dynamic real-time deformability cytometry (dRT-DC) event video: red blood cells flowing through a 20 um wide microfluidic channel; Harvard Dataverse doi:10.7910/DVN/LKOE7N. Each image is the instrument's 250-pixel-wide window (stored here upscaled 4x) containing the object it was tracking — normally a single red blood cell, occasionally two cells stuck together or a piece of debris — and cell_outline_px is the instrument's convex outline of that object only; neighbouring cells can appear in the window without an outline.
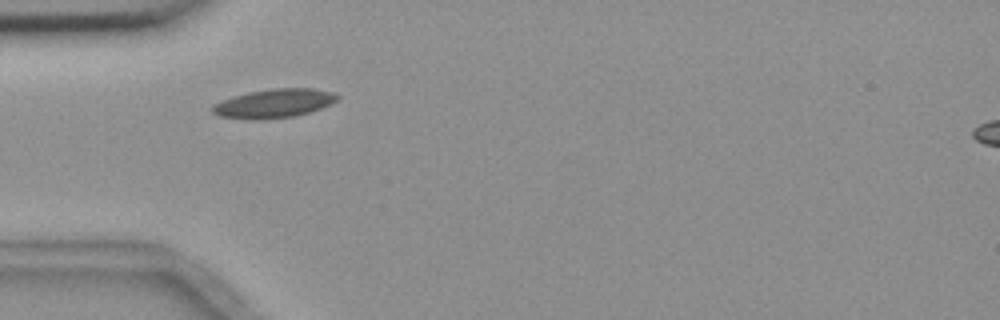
{"species": "common noctule bat (a hibernating species)", "species_latin": "Nyctalus noctula", "temperature_condition": "room temperature", "stored_images_in_passage": 3, "camera_frame_rate_fps": 3000, "um_per_image_px": 0.085, "animal": {"sex": "female", "body_mass_g": 18.4}, "frame": {"image": 1, "passage_image": 2, "time_ms": 1.333, "image_size_px": [1000, 320], "cell_outline_px": [[340, 96], [332, 104], [308, 112], [292, 116], [256, 120], [252, 120], [220, 116], [212, 112], [212, 104], [232, 96], [248, 92], [272, 88], [312, 88], [332, 92]], "centroid_in_image_um": [23.26, 8.78], "position_along_channel_um": 61.7, "area_um2": 20.92}}